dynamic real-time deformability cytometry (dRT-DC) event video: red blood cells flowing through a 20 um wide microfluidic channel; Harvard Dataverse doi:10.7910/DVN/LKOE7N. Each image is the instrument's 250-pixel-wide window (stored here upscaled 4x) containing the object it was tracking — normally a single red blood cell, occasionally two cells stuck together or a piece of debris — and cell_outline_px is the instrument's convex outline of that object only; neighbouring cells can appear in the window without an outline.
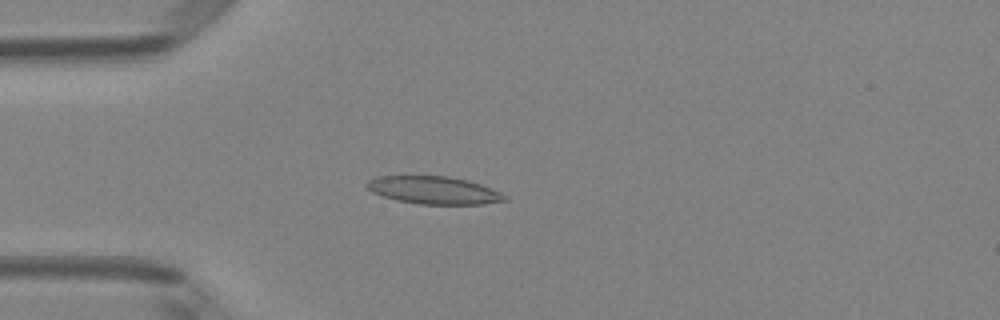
{"species": "Egyptian fruit bat (a non-hibernating species)", "species_latin": "Rousettus aegyptiacus", "temperature_condition": "room temperature", "stored_images_in_passage": 5, "camera_frame_rate_fps": 3000, "um_per_image_px": 0.085, "animal": {"sex": "female"}, "frame": {"image": 1, "passage_image": 4, "time_ms": 1.0, "image_size_px": [1000, 320], "cell_outline_px": [[508, 200], [484, 204], [420, 204], [396, 200], [372, 192], [364, 184], [368, 180], [376, 176], [448, 176], [468, 180], [480, 184], [500, 192], [508, 196]], "centroid_in_image_um": [36.88, 16.16], "position_along_channel_um": 48.1, "area_um2": 22.25}}